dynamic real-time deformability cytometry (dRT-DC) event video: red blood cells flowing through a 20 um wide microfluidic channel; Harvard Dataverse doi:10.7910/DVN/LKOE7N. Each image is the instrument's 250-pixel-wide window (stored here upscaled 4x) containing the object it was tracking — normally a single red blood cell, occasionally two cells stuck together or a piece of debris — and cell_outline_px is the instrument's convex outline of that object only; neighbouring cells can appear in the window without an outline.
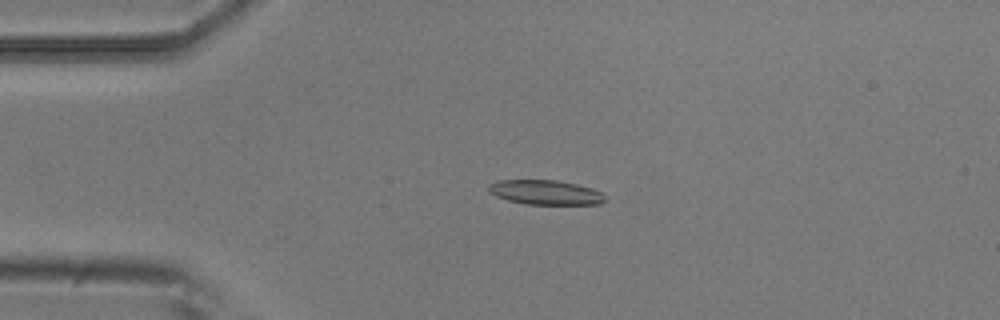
{"species": "common noctule bat (a hibernating species)", "species_latin": "Nyctalus noctula", "temperature_condition": "room temperature", "stored_images_in_passage": 4, "camera_frame_rate_fps": 3000, "um_per_image_px": 0.085, "animal": {"sex": "male", "body_mass_g": 20.5, "forearm_length_mm": 52.5}, "frame": {"image": 1, "passage_image": 3, "time_ms": 0.667, "image_size_px": [1000, 320], "cell_outline_px": [[608, 200], [600, 204], [524, 204], [508, 200], [496, 196], [488, 188], [488, 184], [500, 180], [556, 180], [576, 184], [592, 188], [600, 192]], "centroid_in_image_um": [46.39, 16.35], "position_along_channel_um": 38.6, "area_um2": 16.59}}